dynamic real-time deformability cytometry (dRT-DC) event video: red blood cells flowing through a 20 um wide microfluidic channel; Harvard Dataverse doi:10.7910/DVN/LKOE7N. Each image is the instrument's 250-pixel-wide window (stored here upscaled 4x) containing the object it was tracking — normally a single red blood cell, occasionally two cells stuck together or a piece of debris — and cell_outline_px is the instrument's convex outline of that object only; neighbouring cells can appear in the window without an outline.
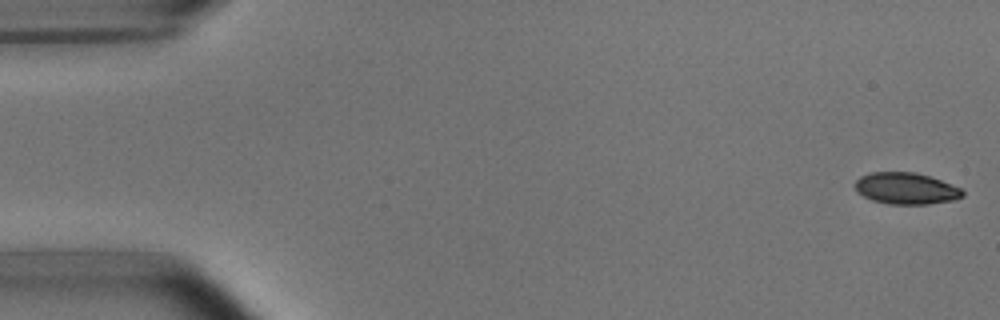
{"species": "common noctule bat (a hibernating species)", "species_latin": "Nyctalus noctula", "temperature_condition": "room temperature", "stored_images_in_passage": 52, "camera_frame_rate_fps": 3000, "um_per_image_px": 0.085, "animal": {"sex": "male", "body_mass_g": 15.6}, "frame": {"image": 1, "passage_image": 1, "time_ms": 0.0, "image_size_px": [1000, 320], "cell_outline_px": [[964, 196], [956, 200], [928, 204], [888, 204], [872, 200], [856, 192], [856, 180], [860, 176], [872, 172], [916, 172], [940, 180], [960, 188], [964, 192]], "centroid_in_image_um": [77.02, 16.02], "position_along_channel_um": 8.0, "area_um2": 19.77}}
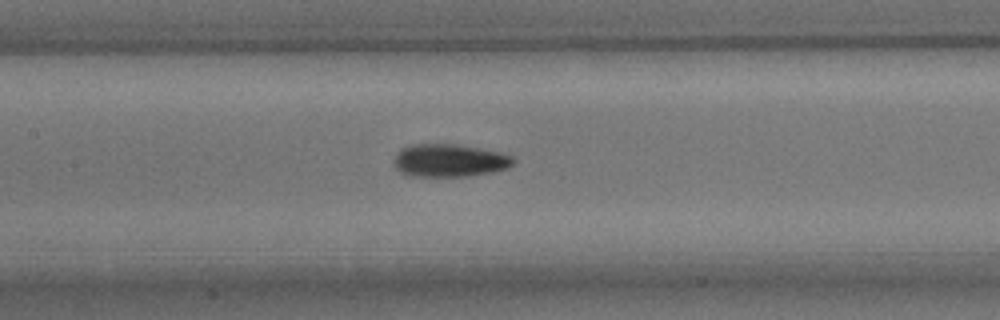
{"frame": {"image": 2, "passage_image": 24, "time_ms": 7.667, "image_size_px": [1000, 320], "cell_outline_px": [[516, 160], [508, 168], [492, 172], [468, 176], [412, 176], [400, 172], [396, 168], [396, 152], [412, 144], [452, 144], [500, 152], [512, 156]], "centroid_in_image_um": [38.23, 13.65], "position_along_channel_um": 169.2, "area_um2": 22.54}}
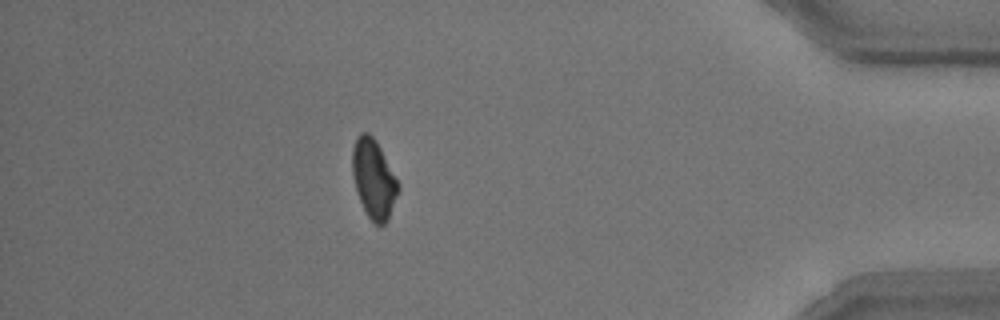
{"frame": {"image": 3, "passage_image": 46, "time_ms": 15.0, "image_size_px": [1000, 320], "cell_outline_px": [[400, 188], [388, 220], [384, 224], [376, 224], [368, 216], [360, 200], [352, 176], [352, 148], [360, 132], [368, 132], [376, 140], [400, 184]], "centroid_in_image_um": [31.77, 15.18], "position_along_channel_um": 403.4, "area_um2": 20.98}, "authors_computed_cell_mechanics": {"area_um2": 21.3571, "velocity_mm_per_s": 3.8096, "shape_relaxation_time_tau1_ms": 3.4814, "shape_relaxation_time_tau2_ms": 2.8526, "deformation_change_tau1": 0.1199, "deformation_change_tau2": 0.0724}}